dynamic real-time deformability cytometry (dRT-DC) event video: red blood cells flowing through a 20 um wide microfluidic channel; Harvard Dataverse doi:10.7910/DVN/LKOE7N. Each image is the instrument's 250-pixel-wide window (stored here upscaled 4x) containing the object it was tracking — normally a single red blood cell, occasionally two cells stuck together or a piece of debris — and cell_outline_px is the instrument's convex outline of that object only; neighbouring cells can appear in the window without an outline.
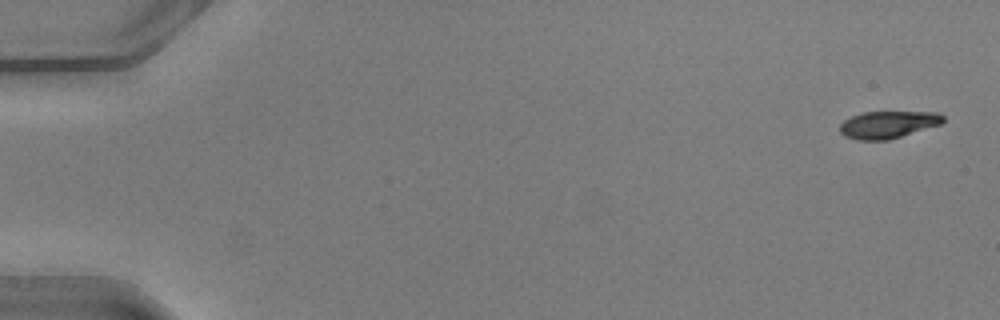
{"species": "common noctule bat (a hibernating species)", "species_latin": "Nyctalus noctula", "temperature_condition": "warm", "stored_images_in_passage": 50, "camera_frame_rate_fps": 3000, "um_per_image_px": 0.085, "animal": {"sex": "male", "body_mass_g": 20.5, "forearm_length_mm": 52.5}, "frame": {"image": 1, "passage_image": 1, "time_ms": 0.0, "image_size_px": [1000, 320], "cell_outline_px": [[944, 120], [940, 124], [888, 140], [856, 140], [844, 136], [840, 132], [840, 124], [844, 120], [852, 116], [864, 112], [940, 112], [944, 116]], "centroid_in_image_um": [75.46, 10.59], "position_along_channel_um": 9.5, "area_um2": 16.3}}
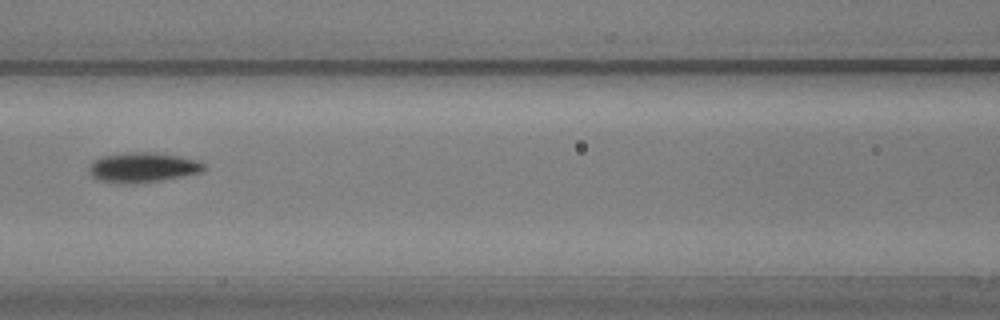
{"frame": {"image": 2, "passage_image": 23, "time_ms": 7.333, "image_size_px": [1000, 320], "cell_outline_px": [[204, 168], [200, 172], [160, 180], [124, 184], [96, 180], [88, 172], [88, 168], [92, 160], [104, 156], [132, 152], [148, 152], [176, 156], [196, 160], [204, 164]], "centroid_in_image_um": [12.04, 14.24], "position_along_channel_um": 154.6, "area_um2": 19.59}}
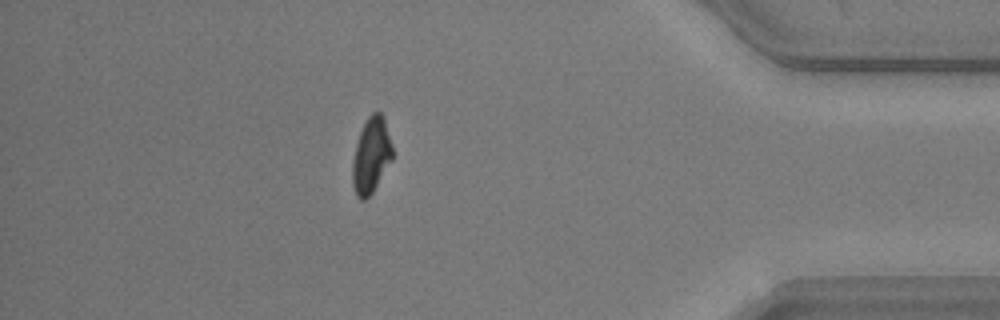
{"frame": {"image": 3, "passage_image": 44, "time_ms": 14.333, "image_size_px": [1000, 320], "cell_outline_px": [[392, 160], [372, 192], [364, 200], [360, 200], [356, 196], [352, 184], [352, 164], [356, 144], [360, 132], [368, 116], [372, 112], [380, 112], [384, 116], [392, 144]], "centroid_in_image_um": [31.55, 13.2], "position_along_channel_um": 403.7, "area_um2": 17.57}, "authors_computed_cell_mechanics": {"area_um2": 18.1492, "velocity_mm_per_s": 4.0791, "shape_relaxation_time_tau1_ms": 2.2295, "shape_relaxation_time_tau2_ms": 2.0769, "deformation_change_tau1": 0.1292, "deformation_change_tau2": 0.0611}}